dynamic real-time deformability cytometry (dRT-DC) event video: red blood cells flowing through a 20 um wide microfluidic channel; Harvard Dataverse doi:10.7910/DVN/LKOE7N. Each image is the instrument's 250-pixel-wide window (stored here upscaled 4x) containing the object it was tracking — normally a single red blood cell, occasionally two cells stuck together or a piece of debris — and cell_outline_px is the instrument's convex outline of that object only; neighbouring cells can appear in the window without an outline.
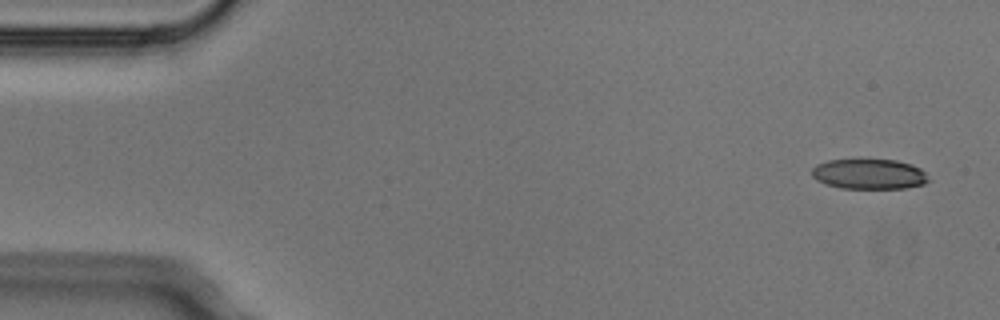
{"species": "Egyptian fruit bat (a non-hibernating species)", "species_latin": "Rousettus aegyptiacus", "temperature_condition": "cold", "stored_images_in_passage": 4, "camera_frame_rate_fps": 3000, "um_per_image_px": 0.085, "animal": {"sex": "male"}, "frame": {"image": 1, "passage_image": 1, "time_ms": 0.0, "image_size_px": [1000, 320], "cell_outline_px": [[928, 180], [924, 184], [904, 188], [840, 188], [824, 184], [816, 180], [812, 176], [812, 168], [816, 164], [828, 160], [896, 160], [912, 164], [920, 168], [924, 172]], "centroid_in_image_um": [73.84, 14.8], "position_along_channel_um": 11.2, "area_um2": 20.46}}